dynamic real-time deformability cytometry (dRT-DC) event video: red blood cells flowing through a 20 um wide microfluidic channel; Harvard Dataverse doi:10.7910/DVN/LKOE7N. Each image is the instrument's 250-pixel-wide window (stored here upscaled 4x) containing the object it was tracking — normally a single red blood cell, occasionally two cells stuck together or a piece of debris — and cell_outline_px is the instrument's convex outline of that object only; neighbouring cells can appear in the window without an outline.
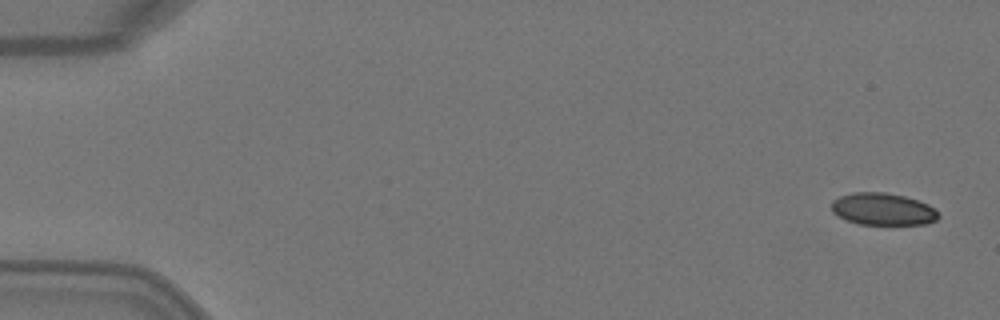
{"species": "Egyptian fruit bat (a non-hibernating species)", "species_latin": "Rousettus aegyptiacus", "temperature_condition": "warm", "stored_images_in_passage": 5, "camera_frame_rate_fps": 3000, "um_per_image_px": 0.085, "animal": {"sex": "female"}, "frame": {"image": 1, "passage_image": 1, "time_ms": 0.0, "image_size_px": [1000, 320], "cell_outline_px": [[940, 216], [936, 220], [924, 224], [860, 224], [836, 216], [832, 212], [832, 200], [840, 196], [852, 192], [884, 192], [904, 196], [928, 204]], "centroid_in_image_um": [75.0, 17.77], "position_along_channel_um": 10.0, "area_um2": 19.88}}
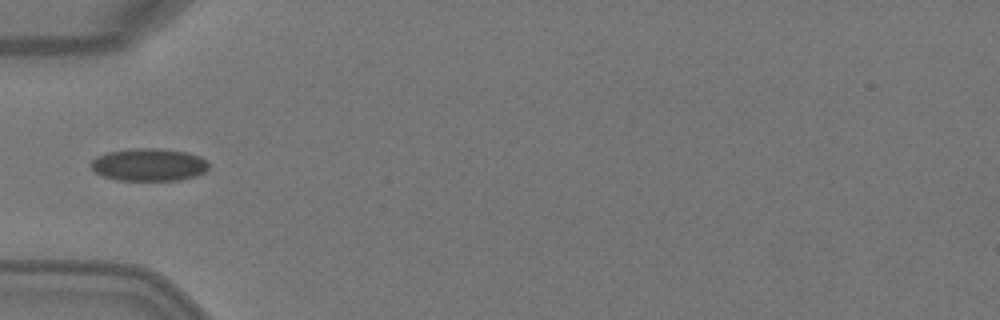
{"frame": {"image": 2, "passage_image": 5, "time_ms": 1.333, "image_size_px": [1000, 320], "cell_outline_px": [[208, 168], [204, 172], [196, 176], [180, 180], [116, 180], [104, 176], [96, 172], [88, 164], [96, 156], [108, 152], [132, 148], [160, 148], [188, 152], [200, 156], [208, 160]], "centroid_in_image_um": [12.67, 13.99], "position_along_channel_um": 72.3, "area_um2": 22.6}}